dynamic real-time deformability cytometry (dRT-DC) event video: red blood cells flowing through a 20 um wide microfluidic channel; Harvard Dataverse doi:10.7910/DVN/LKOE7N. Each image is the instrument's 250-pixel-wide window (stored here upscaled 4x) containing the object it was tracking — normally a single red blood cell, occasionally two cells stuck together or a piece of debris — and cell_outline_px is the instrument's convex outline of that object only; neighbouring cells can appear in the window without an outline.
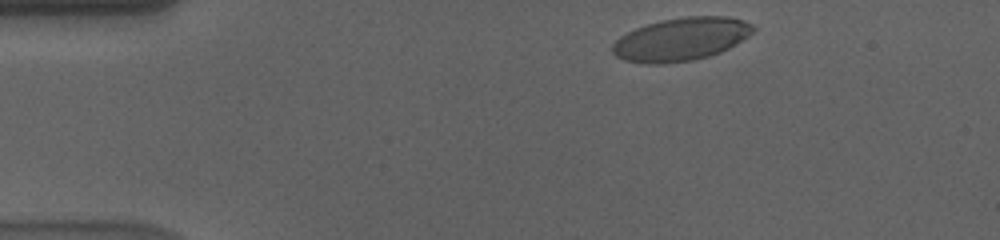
{"species": "human", "species_latin": "Homo sapiens", "temperature_condition": "cold", "stored_images_in_passage": 9, "camera_frame_rate_fps": 3000, "um_per_image_px": 0.085, "donor": {"sex": "male"}, "frame": {"image": 1, "passage_image": 2, "time_ms": 0.333, "image_size_px": [1000, 240], "cell_outline_px": [[756, 28], [748, 36], [736, 44], [720, 52], [708, 56], [692, 60], [660, 64], [648, 64], [624, 60], [616, 56], [612, 52], [612, 44], [620, 36], [636, 28], [648, 24], [664, 20], [688, 16], [728, 16], [744, 20], [752, 24]], "centroid_in_image_um": [57.9, 3.33], "position_along_channel_um": 27.1, "area_um2": 35.14}}